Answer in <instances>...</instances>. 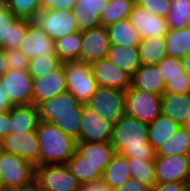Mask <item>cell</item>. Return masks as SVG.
<instances>
[{"instance_id": "7c38bea8", "label": "cell", "mask_w": 190, "mask_h": 191, "mask_svg": "<svg viewBox=\"0 0 190 191\" xmlns=\"http://www.w3.org/2000/svg\"><path fill=\"white\" fill-rule=\"evenodd\" d=\"M113 124L83 104L78 142H110Z\"/></svg>"}, {"instance_id": "f35d334b", "label": "cell", "mask_w": 190, "mask_h": 191, "mask_svg": "<svg viewBox=\"0 0 190 191\" xmlns=\"http://www.w3.org/2000/svg\"><path fill=\"white\" fill-rule=\"evenodd\" d=\"M6 7L17 17L29 19L40 10L39 0H5Z\"/></svg>"}, {"instance_id": "1f68e13d", "label": "cell", "mask_w": 190, "mask_h": 191, "mask_svg": "<svg viewBox=\"0 0 190 191\" xmlns=\"http://www.w3.org/2000/svg\"><path fill=\"white\" fill-rule=\"evenodd\" d=\"M55 53L64 63L80 60L82 48V33L77 31L62 38L54 40Z\"/></svg>"}, {"instance_id": "11a10c76", "label": "cell", "mask_w": 190, "mask_h": 191, "mask_svg": "<svg viewBox=\"0 0 190 191\" xmlns=\"http://www.w3.org/2000/svg\"><path fill=\"white\" fill-rule=\"evenodd\" d=\"M20 191H34V185L31 187L22 188V189H20Z\"/></svg>"}, {"instance_id": "6da1fadb", "label": "cell", "mask_w": 190, "mask_h": 191, "mask_svg": "<svg viewBox=\"0 0 190 191\" xmlns=\"http://www.w3.org/2000/svg\"><path fill=\"white\" fill-rule=\"evenodd\" d=\"M115 152L144 161L155 160V150L148 141V123L125 114L115 125L110 141Z\"/></svg>"}, {"instance_id": "484cf974", "label": "cell", "mask_w": 190, "mask_h": 191, "mask_svg": "<svg viewBox=\"0 0 190 191\" xmlns=\"http://www.w3.org/2000/svg\"><path fill=\"white\" fill-rule=\"evenodd\" d=\"M66 165L81 185L100 180L103 174L99 166L85 160V157L77 150L66 162Z\"/></svg>"}, {"instance_id": "bcb514c9", "label": "cell", "mask_w": 190, "mask_h": 191, "mask_svg": "<svg viewBox=\"0 0 190 191\" xmlns=\"http://www.w3.org/2000/svg\"><path fill=\"white\" fill-rule=\"evenodd\" d=\"M112 191H150V187L136 178L131 177Z\"/></svg>"}, {"instance_id": "f546056e", "label": "cell", "mask_w": 190, "mask_h": 191, "mask_svg": "<svg viewBox=\"0 0 190 191\" xmlns=\"http://www.w3.org/2000/svg\"><path fill=\"white\" fill-rule=\"evenodd\" d=\"M111 45L138 47L141 39L129 19L120 20L107 26Z\"/></svg>"}, {"instance_id": "836d02e7", "label": "cell", "mask_w": 190, "mask_h": 191, "mask_svg": "<svg viewBox=\"0 0 190 191\" xmlns=\"http://www.w3.org/2000/svg\"><path fill=\"white\" fill-rule=\"evenodd\" d=\"M134 4L135 0H109L101 14L100 24L107 27L127 19Z\"/></svg>"}, {"instance_id": "83f0119b", "label": "cell", "mask_w": 190, "mask_h": 191, "mask_svg": "<svg viewBox=\"0 0 190 191\" xmlns=\"http://www.w3.org/2000/svg\"><path fill=\"white\" fill-rule=\"evenodd\" d=\"M138 51L142 65H157L167 57L164 36L142 39L138 45Z\"/></svg>"}, {"instance_id": "db71d44e", "label": "cell", "mask_w": 190, "mask_h": 191, "mask_svg": "<svg viewBox=\"0 0 190 191\" xmlns=\"http://www.w3.org/2000/svg\"><path fill=\"white\" fill-rule=\"evenodd\" d=\"M0 191H20V189H14V188H0Z\"/></svg>"}, {"instance_id": "f1b7e54d", "label": "cell", "mask_w": 190, "mask_h": 191, "mask_svg": "<svg viewBox=\"0 0 190 191\" xmlns=\"http://www.w3.org/2000/svg\"><path fill=\"white\" fill-rule=\"evenodd\" d=\"M130 178L131 174L127 164V157L118 153L112 157L111 162L105 168L101 177L111 191Z\"/></svg>"}, {"instance_id": "ba28073f", "label": "cell", "mask_w": 190, "mask_h": 191, "mask_svg": "<svg viewBox=\"0 0 190 191\" xmlns=\"http://www.w3.org/2000/svg\"><path fill=\"white\" fill-rule=\"evenodd\" d=\"M126 114L141 122H153L162 114L161 96L131 86L126 91Z\"/></svg>"}, {"instance_id": "5bb4252c", "label": "cell", "mask_w": 190, "mask_h": 191, "mask_svg": "<svg viewBox=\"0 0 190 191\" xmlns=\"http://www.w3.org/2000/svg\"><path fill=\"white\" fill-rule=\"evenodd\" d=\"M2 150L39 166V142L36 131L22 134H8L1 139Z\"/></svg>"}, {"instance_id": "ac0fdd59", "label": "cell", "mask_w": 190, "mask_h": 191, "mask_svg": "<svg viewBox=\"0 0 190 191\" xmlns=\"http://www.w3.org/2000/svg\"><path fill=\"white\" fill-rule=\"evenodd\" d=\"M17 50L28 60L45 54L57 55L55 53L54 40L44 30L30 22L27 24L26 33Z\"/></svg>"}, {"instance_id": "2e32d148", "label": "cell", "mask_w": 190, "mask_h": 191, "mask_svg": "<svg viewBox=\"0 0 190 191\" xmlns=\"http://www.w3.org/2000/svg\"><path fill=\"white\" fill-rule=\"evenodd\" d=\"M93 76L98 86L127 91L131 87V75L103 58L91 64Z\"/></svg>"}, {"instance_id": "7dc6e473", "label": "cell", "mask_w": 190, "mask_h": 191, "mask_svg": "<svg viewBox=\"0 0 190 191\" xmlns=\"http://www.w3.org/2000/svg\"><path fill=\"white\" fill-rule=\"evenodd\" d=\"M79 191H111L107 184L102 180L85 183L81 186Z\"/></svg>"}, {"instance_id": "8fae6325", "label": "cell", "mask_w": 190, "mask_h": 191, "mask_svg": "<svg viewBox=\"0 0 190 191\" xmlns=\"http://www.w3.org/2000/svg\"><path fill=\"white\" fill-rule=\"evenodd\" d=\"M29 19L15 16L0 0V48L16 50L23 40Z\"/></svg>"}, {"instance_id": "30bf717a", "label": "cell", "mask_w": 190, "mask_h": 191, "mask_svg": "<svg viewBox=\"0 0 190 191\" xmlns=\"http://www.w3.org/2000/svg\"><path fill=\"white\" fill-rule=\"evenodd\" d=\"M32 76L28 70H7L0 82L13 105L32 104Z\"/></svg>"}, {"instance_id": "680465c9", "label": "cell", "mask_w": 190, "mask_h": 191, "mask_svg": "<svg viewBox=\"0 0 190 191\" xmlns=\"http://www.w3.org/2000/svg\"><path fill=\"white\" fill-rule=\"evenodd\" d=\"M188 187H190V176H189V181H188Z\"/></svg>"}, {"instance_id": "b9f144b4", "label": "cell", "mask_w": 190, "mask_h": 191, "mask_svg": "<svg viewBox=\"0 0 190 191\" xmlns=\"http://www.w3.org/2000/svg\"><path fill=\"white\" fill-rule=\"evenodd\" d=\"M5 60L8 62V70H28L29 60L19 50L3 49Z\"/></svg>"}, {"instance_id": "ffe728a7", "label": "cell", "mask_w": 190, "mask_h": 191, "mask_svg": "<svg viewBox=\"0 0 190 191\" xmlns=\"http://www.w3.org/2000/svg\"><path fill=\"white\" fill-rule=\"evenodd\" d=\"M109 0H77L72 10L77 29L83 33L100 26V17Z\"/></svg>"}, {"instance_id": "603a6c76", "label": "cell", "mask_w": 190, "mask_h": 191, "mask_svg": "<svg viewBox=\"0 0 190 191\" xmlns=\"http://www.w3.org/2000/svg\"><path fill=\"white\" fill-rule=\"evenodd\" d=\"M162 114L183 126L190 117V93H164L161 96Z\"/></svg>"}, {"instance_id": "e575fe53", "label": "cell", "mask_w": 190, "mask_h": 191, "mask_svg": "<svg viewBox=\"0 0 190 191\" xmlns=\"http://www.w3.org/2000/svg\"><path fill=\"white\" fill-rule=\"evenodd\" d=\"M169 29H181L190 25V0H171L166 17Z\"/></svg>"}, {"instance_id": "f5cc1de1", "label": "cell", "mask_w": 190, "mask_h": 191, "mask_svg": "<svg viewBox=\"0 0 190 191\" xmlns=\"http://www.w3.org/2000/svg\"><path fill=\"white\" fill-rule=\"evenodd\" d=\"M183 127L187 130V132L190 134V117L187 119L186 123L183 125Z\"/></svg>"}, {"instance_id": "cb8c5ba5", "label": "cell", "mask_w": 190, "mask_h": 191, "mask_svg": "<svg viewBox=\"0 0 190 191\" xmlns=\"http://www.w3.org/2000/svg\"><path fill=\"white\" fill-rule=\"evenodd\" d=\"M77 151L85 157V160L99 166L102 171L116 154L110 142H77Z\"/></svg>"}, {"instance_id": "e0dca14e", "label": "cell", "mask_w": 190, "mask_h": 191, "mask_svg": "<svg viewBox=\"0 0 190 191\" xmlns=\"http://www.w3.org/2000/svg\"><path fill=\"white\" fill-rule=\"evenodd\" d=\"M128 19L141 40L165 36L169 29L165 18L150 13L136 4L132 7Z\"/></svg>"}, {"instance_id": "4dcf8cb0", "label": "cell", "mask_w": 190, "mask_h": 191, "mask_svg": "<svg viewBox=\"0 0 190 191\" xmlns=\"http://www.w3.org/2000/svg\"><path fill=\"white\" fill-rule=\"evenodd\" d=\"M164 38L167 56L181 59L190 53V25L181 29H168Z\"/></svg>"}, {"instance_id": "f6af8a7d", "label": "cell", "mask_w": 190, "mask_h": 191, "mask_svg": "<svg viewBox=\"0 0 190 191\" xmlns=\"http://www.w3.org/2000/svg\"><path fill=\"white\" fill-rule=\"evenodd\" d=\"M187 182L155 183L150 191H188Z\"/></svg>"}, {"instance_id": "74e56055", "label": "cell", "mask_w": 190, "mask_h": 191, "mask_svg": "<svg viewBox=\"0 0 190 191\" xmlns=\"http://www.w3.org/2000/svg\"><path fill=\"white\" fill-rule=\"evenodd\" d=\"M83 107H76V113H65L58 116L52 124L58 127L65 134L75 138L78 142L80 134V120Z\"/></svg>"}, {"instance_id": "c3c4849f", "label": "cell", "mask_w": 190, "mask_h": 191, "mask_svg": "<svg viewBox=\"0 0 190 191\" xmlns=\"http://www.w3.org/2000/svg\"><path fill=\"white\" fill-rule=\"evenodd\" d=\"M13 106L9 97L6 96L4 87H2V83L0 82V114L8 112Z\"/></svg>"}, {"instance_id": "816d5d0a", "label": "cell", "mask_w": 190, "mask_h": 191, "mask_svg": "<svg viewBox=\"0 0 190 191\" xmlns=\"http://www.w3.org/2000/svg\"><path fill=\"white\" fill-rule=\"evenodd\" d=\"M183 70L190 76V53L181 58Z\"/></svg>"}, {"instance_id": "9c48e42d", "label": "cell", "mask_w": 190, "mask_h": 191, "mask_svg": "<svg viewBox=\"0 0 190 191\" xmlns=\"http://www.w3.org/2000/svg\"><path fill=\"white\" fill-rule=\"evenodd\" d=\"M156 183L187 182L190 176V155L155 156Z\"/></svg>"}, {"instance_id": "277c9868", "label": "cell", "mask_w": 190, "mask_h": 191, "mask_svg": "<svg viewBox=\"0 0 190 191\" xmlns=\"http://www.w3.org/2000/svg\"><path fill=\"white\" fill-rule=\"evenodd\" d=\"M85 105L115 125L126 114V91L98 86Z\"/></svg>"}, {"instance_id": "d590c367", "label": "cell", "mask_w": 190, "mask_h": 191, "mask_svg": "<svg viewBox=\"0 0 190 191\" xmlns=\"http://www.w3.org/2000/svg\"><path fill=\"white\" fill-rule=\"evenodd\" d=\"M131 177L136 178L150 188L156 183L154 161H144L127 157Z\"/></svg>"}, {"instance_id": "9a60e30c", "label": "cell", "mask_w": 190, "mask_h": 191, "mask_svg": "<svg viewBox=\"0 0 190 191\" xmlns=\"http://www.w3.org/2000/svg\"><path fill=\"white\" fill-rule=\"evenodd\" d=\"M32 104L37 106L45 100L67 91L66 75L62 65L40 78L32 80Z\"/></svg>"}, {"instance_id": "52a82bcc", "label": "cell", "mask_w": 190, "mask_h": 191, "mask_svg": "<svg viewBox=\"0 0 190 191\" xmlns=\"http://www.w3.org/2000/svg\"><path fill=\"white\" fill-rule=\"evenodd\" d=\"M29 22L44 30L52 40L78 31L72 10H39Z\"/></svg>"}, {"instance_id": "681fc988", "label": "cell", "mask_w": 190, "mask_h": 191, "mask_svg": "<svg viewBox=\"0 0 190 191\" xmlns=\"http://www.w3.org/2000/svg\"><path fill=\"white\" fill-rule=\"evenodd\" d=\"M9 111L0 114V140L9 134Z\"/></svg>"}, {"instance_id": "4fadbf2b", "label": "cell", "mask_w": 190, "mask_h": 191, "mask_svg": "<svg viewBox=\"0 0 190 191\" xmlns=\"http://www.w3.org/2000/svg\"><path fill=\"white\" fill-rule=\"evenodd\" d=\"M111 42L106 26H98L82 33L80 61L92 64L107 58Z\"/></svg>"}, {"instance_id": "7a4b0ae2", "label": "cell", "mask_w": 190, "mask_h": 191, "mask_svg": "<svg viewBox=\"0 0 190 191\" xmlns=\"http://www.w3.org/2000/svg\"><path fill=\"white\" fill-rule=\"evenodd\" d=\"M39 165L66 164L77 150V140L52 123L40 121L36 127Z\"/></svg>"}, {"instance_id": "8992f818", "label": "cell", "mask_w": 190, "mask_h": 191, "mask_svg": "<svg viewBox=\"0 0 190 191\" xmlns=\"http://www.w3.org/2000/svg\"><path fill=\"white\" fill-rule=\"evenodd\" d=\"M34 185L44 191H79L82 186L66 164L35 166Z\"/></svg>"}, {"instance_id": "d6a6232c", "label": "cell", "mask_w": 190, "mask_h": 191, "mask_svg": "<svg viewBox=\"0 0 190 191\" xmlns=\"http://www.w3.org/2000/svg\"><path fill=\"white\" fill-rule=\"evenodd\" d=\"M156 156L190 155V134L183 126L155 151Z\"/></svg>"}, {"instance_id": "9f6ffc18", "label": "cell", "mask_w": 190, "mask_h": 191, "mask_svg": "<svg viewBox=\"0 0 190 191\" xmlns=\"http://www.w3.org/2000/svg\"><path fill=\"white\" fill-rule=\"evenodd\" d=\"M34 191H44V190H42V189L38 188L36 185H34Z\"/></svg>"}, {"instance_id": "6f0895ef", "label": "cell", "mask_w": 190, "mask_h": 191, "mask_svg": "<svg viewBox=\"0 0 190 191\" xmlns=\"http://www.w3.org/2000/svg\"><path fill=\"white\" fill-rule=\"evenodd\" d=\"M2 151V146H1V140H0V152Z\"/></svg>"}, {"instance_id": "f907efd6", "label": "cell", "mask_w": 190, "mask_h": 191, "mask_svg": "<svg viewBox=\"0 0 190 191\" xmlns=\"http://www.w3.org/2000/svg\"><path fill=\"white\" fill-rule=\"evenodd\" d=\"M8 70V62L5 60L4 50L0 48V77Z\"/></svg>"}, {"instance_id": "7402d4cb", "label": "cell", "mask_w": 190, "mask_h": 191, "mask_svg": "<svg viewBox=\"0 0 190 191\" xmlns=\"http://www.w3.org/2000/svg\"><path fill=\"white\" fill-rule=\"evenodd\" d=\"M131 86L160 96L165 93V82L157 65H141L131 77Z\"/></svg>"}, {"instance_id": "44dd1931", "label": "cell", "mask_w": 190, "mask_h": 191, "mask_svg": "<svg viewBox=\"0 0 190 191\" xmlns=\"http://www.w3.org/2000/svg\"><path fill=\"white\" fill-rule=\"evenodd\" d=\"M9 134H22L36 131L39 122L37 106L14 105L9 110Z\"/></svg>"}, {"instance_id": "4316f807", "label": "cell", "mask_w": 190, "mask_h": 191, "mask_svg": "<svg viewBox=\"0 0 190 191\" xmlns=\"http://www.w3.org/2000/svg\"><path fill=\"white\" fill-rule=\"evenodd\" d=\"M179 126L177 122L164 114L148 123V141L152 148L156 151L159 146L174 135Z\"/></svg>"}, {"instance_id": "8d00e7d4", "label": "cell", "mask_w": 190, "mask_h": 191, "mask_svg": "<svg viewBox=\"0 0 190 191\" xmlns=\"http://www.w3.org/2000/svg\"><path fill=\"white\" fill-rule=\"evenodd\" d=\"M62 63L57 55L45 54L29 60L28 71L33 79L40 78L59 68Z\"/></svg>"}, {"instance_id": "ab89813d", "label": "cell", "mask_w": 190, "mask_h": 191, "mask_svg": "<svg viewBox=\"0 0 190 191\" xmlns=\"http://www.w3.org/2000/svg\"><path fill=\"white\" fill-rule=\"evenodd\" d=\"M157 67L165 84L170 81V78L175 76H189L183 70L181 59L178 58L167 56L157 64Z\"/></svg>"}, {"instance_id": "60d3db41", "label": "cell", "mask_w": 190, "mask_h": 191, "mask_svg": "<svg viewBox=\"0 0 190 191\" xmlns=\"http://www.w3.org/2000/svg\"><path fill=\"white\" fill-rule=\"evenodd\" d=\"M135 4L165 19L171 9V0H135Z\"/></svg>"}, {"instance_id": "ee69618b", "label": "cell", "mask_w": 190, "mask_h": 191, "mask_svg": "<svg viewBox=\"0 0 190 191\" xmlns=\"http://www.w3.org/2000/svg\"><path fill=\"white\" fill-rule=\"evenodd\" d=\"M77 0H39L40 10H73Z\"/></svg>"}, {"instance_id": "7bdbcfd3", "label": "cell", "mask_w": 190, "mask_h": 191, "mask_svg": "<svg viewBox=\"0 0 190 191\" xmlns=\"http://www.w3.org/2000/svg\"><path fill=\"white\" fill-rule=\"evenodd\" d=\"M165 93H190V76H175L165 84Z\"/></svg>"}, {"instance_id": "d4e9b609", "label": "cell", "mask_w": 190, "mask_h": 191, "mask_svg": "<svg viewBox=\"0 0 190 191\" xmlns=\"http://www.w3.org/2000/svg\"><path fill=\"white\" fill-rule=\"evenodd\" d=\"M107 59L131 76L142 65L139 58L138 47L111 45L107 54Z\"/></svg>"}, {"instance_id": "d6986e66", "label": "cell", "mask_w": 190, "mask_h": 191, "mask_svg": "<svg viewBox=\"0 0 190 191\" xmlns=\"http://www.w3.org/2000/svg\"><path fill=\"white\" fill-rule=\"evenodd\" d=\"M76 107H83L72 93L65 91L37 105L40 121L52 123L65 113H76Z\"/></svg>"}, {"instance_id": "3957f363", "label": "cell", "mask_w": 190, "mask_h": 191, "mask_svg": "<svg viewBox=\"0 0 190 191\" xmlns=\"http://www.w3.org/2000/svg\"><path fill=\"white\" fill-rule=\"evenodd\" d=\"M35 166L12 153L0 152V183L2 188L22 189L34 185Z\"/></svg>"}, {"instance_id": "5b68a950", "label": "cell", "mask_w": 190, "mask_h": 191, "mask_svg": "<svg viewBox=\"0 0 190 191\" xmlns=\"http://www.w3.org/2000/svg\"><path fill=\"white\" fill-rule=\"evenodd\" d=\"M66 75L67 91L82 104L90 99L98 87L93 76L91 65L80 60L63 63Z\"/></svg>"}]
</instances>
